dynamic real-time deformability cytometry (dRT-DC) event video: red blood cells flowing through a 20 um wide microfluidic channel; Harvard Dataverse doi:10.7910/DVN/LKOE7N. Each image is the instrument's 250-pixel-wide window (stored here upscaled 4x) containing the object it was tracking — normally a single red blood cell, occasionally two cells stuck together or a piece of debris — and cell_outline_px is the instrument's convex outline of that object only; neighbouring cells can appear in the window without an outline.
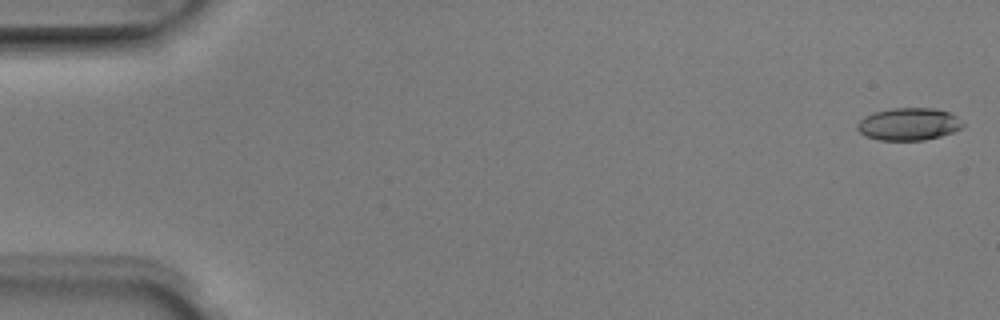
{"species": "Egyptian fruit bat (a non-hibernating species)", "species_latin": "Rousettus aegyptiacus", "temperature_condition": "room temperature", "stored_images_in_passage": 4, "camera_frame_rate_fps": 3000, "um_per_image_px": 0.085, "animal": {"sex": "male"}, "frame": {"image": 1, "passage_image": 1, "time_ms": 0.0, "image_size_px": [1000, 320], "cell_outline_px": [[964, 124], [960, 128], [952, 132], [940, 136], [924, 140], [880, 140], [864, 136], [856, 128], [856, 124], [864, 116], [872, 112], [892, 108], [932, 108], [948, 112], [956, 116]], "centroid_in_image_um": [77.19, 10.55], "position_along_channel_um": 7.8, "area_um2": 19.94}}
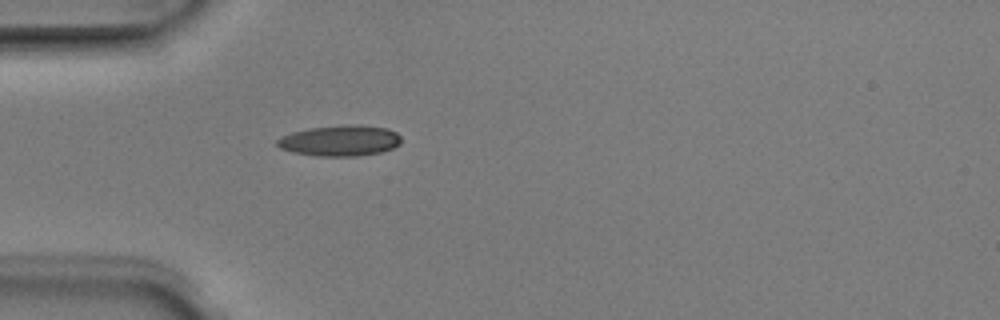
{"frame": {"image": 2, "passage_image": 4, "time_ms": 1.0, "image_size_px": [1000, 320], "cell_outline_px": [[400, 144], [392, 148], [380, 152], [356, 156], [320, 156], [292, 152], [280, 148], [276, 144], [276, 140], [280, 136], [292, 132], [308, 128], [348, 124], [360, 124], [388, 128], [396, 132], [400, 136]], "centroid_in_image_um": [28.89, 11.94], "position_along_channel_um": 56.1, "area_um2": 22.43}}